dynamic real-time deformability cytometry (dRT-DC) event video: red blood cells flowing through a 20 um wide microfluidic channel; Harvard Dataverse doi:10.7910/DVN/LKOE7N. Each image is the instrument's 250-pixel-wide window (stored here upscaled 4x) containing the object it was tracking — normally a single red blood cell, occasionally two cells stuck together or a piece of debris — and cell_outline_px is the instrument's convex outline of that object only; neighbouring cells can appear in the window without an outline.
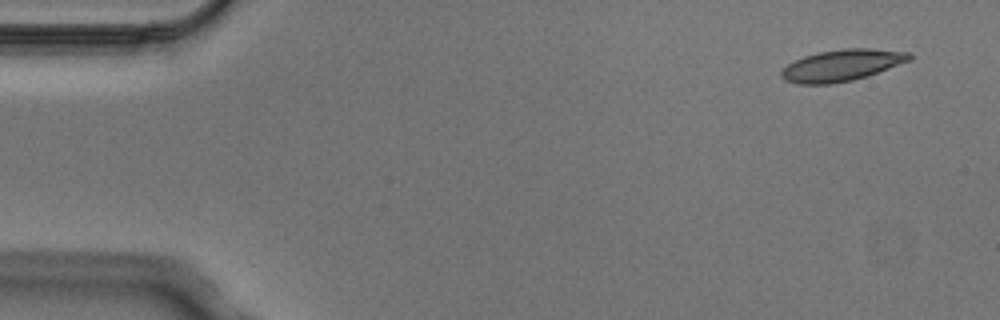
{"species": "Egyptian fruit bat (a non-hibernating species)", "species_latin": "Rousettus aegyptiacus", "temperature_condition": "cold", "stored_images_in_passage": 4, "camera_frame_rate_fps": 3000, "um_per_image_px": 0.085, "animal": {"sex": "male"}, "frame": {"image": 1, "passage_image": 1, "time_ms": 0.0, "image_size_px": [1000, 320], "cell_outline_px": [[912, 60], [868, 76], [852, 80], [828, 84], [800, 84], [784, 80], [780, 76], [780, 72], [788, 64], [804, 56], [820, 52], [844, 48], [872, 48], [912, 52]], "centroid_in_image_um": [71.6, 5.54], "position_along_channel_um": 13.4, "area_um2": 23.64}}
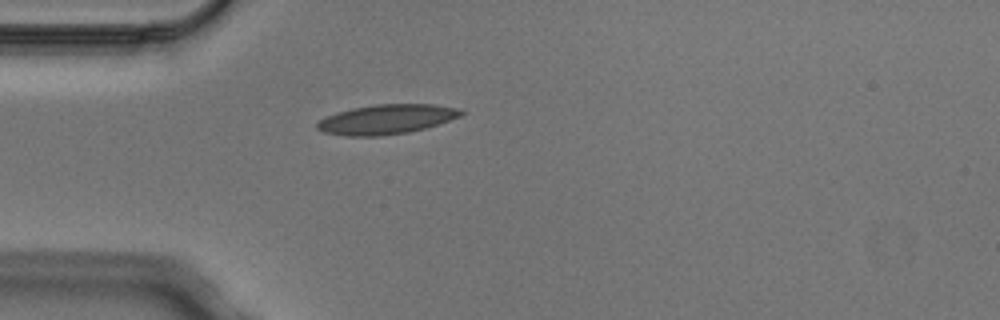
{"frame": {"image": 2, "passage_image": 4, "time_ms": 1.0, "image_size_px": [1000, 320], "cell_outline_px": [[464, 112], [460, 116], [424, 128], [408, 132], [380, 136], [348, 136], [324, 132], [316, 128], [316, 124], [320, 120], [336, 112], [352, 108], [376, 104], [432, 104], [456, 108]], "centroid_in_image_um": [32.81, 10.14], "position_along_channel_um": 52.2, "area_um2": 24.51}}